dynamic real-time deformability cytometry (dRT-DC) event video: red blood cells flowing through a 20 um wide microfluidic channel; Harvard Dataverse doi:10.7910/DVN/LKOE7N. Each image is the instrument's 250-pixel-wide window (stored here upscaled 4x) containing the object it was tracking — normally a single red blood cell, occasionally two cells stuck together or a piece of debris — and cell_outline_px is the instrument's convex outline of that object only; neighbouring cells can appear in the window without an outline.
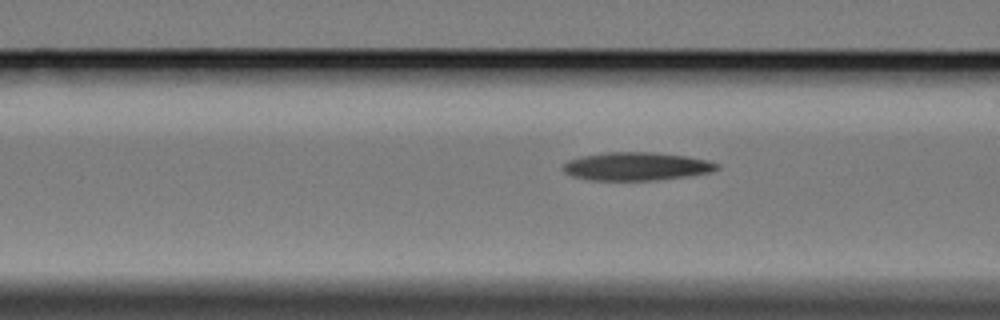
{"species": "Egyptian fruit bat (a non-hibernating species)", "species_latin": "Rousettus aegyptiacus", "temperature_condition": "cold", "stored_images_in_passage": 5, "segment_of_instrument_passage": [2, 2], "camera_frame_rate_fps": 3000, "um_per_image_px": 0.085, "animal": {"sex": "female"}, "frame": {"image": 1, "passage_image": 5, "time_ms": 5.667, "image_size_px": [1000, 320], "cell_outline_px": [[720, 168], [712, 172], [688, 176], [656, 180], [588, 180], [572, 176], [564, 172], [560, 168], [568, 160], [584, 156], [604, 152], [656, 152], [688, 156], [708, 160], [720, 164]], "centroid_in_image_um": [54.12, 14.14], "position_along_channel_um": 112.5, "area_um2": 25.55}}